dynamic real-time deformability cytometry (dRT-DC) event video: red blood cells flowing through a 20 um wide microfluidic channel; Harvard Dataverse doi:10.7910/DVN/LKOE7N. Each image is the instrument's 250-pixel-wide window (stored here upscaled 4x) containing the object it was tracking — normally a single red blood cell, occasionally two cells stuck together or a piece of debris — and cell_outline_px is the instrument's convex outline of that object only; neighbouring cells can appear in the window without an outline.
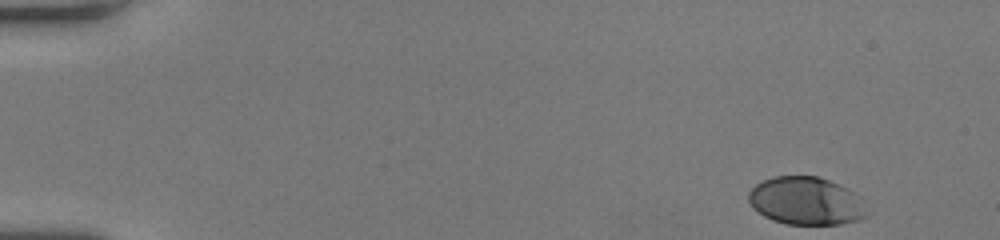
{"species": "human", "species_latin": "Homo sapiens", "temperature_condition": "room temperature", "stored_images_in_passage": 49, "camera_frame_rate_fps": 3000, "um_per_image_px": 0.085, "donor": {"sex": "female"}, "frame": {"image": 1, "passage_image": 1, "time_ms": 0.0, "image_size_px": [1000, 240], "cell_outline_px": [[872, 212], [868, 216], [860, 220], [840, 224], [784, 224], [772, 220], [764, 216], [752, 208], [748, 200], [748, 192], [756, 184], [772, 176], [816, 176], [828, 180], [848, 188], [860, 196]], "centroid_in_image_um": [68.57, 17.09], "position_along_channel_um": 16.4, "area_um2": 33.64}}
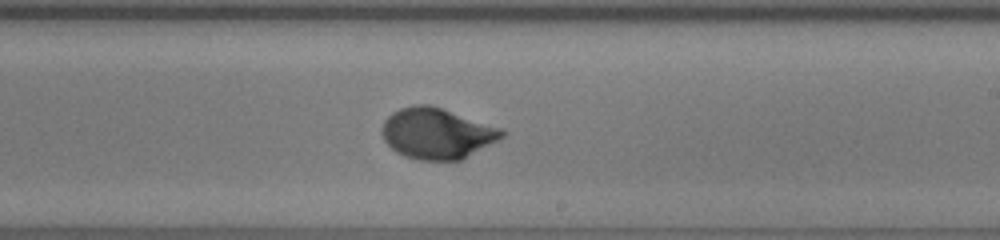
{"frame": {"image": 2, "passage_image": 29, "time_ms": 9.333, "image_size_px": [1000, 240], "cell_outline_px": [[508, 132], [504, 136], [460, 160], [416, 160], [404, 156], [396, 152], [384, 140], [380, 132], [384, 120], [392, 112], [400, 108], [416, 104], [428, 104], [504, 128]], "centroid_in_image_um": [37.12, 11.33], "position_along_channel_um": 251.9, "area_um2": 35.55}}
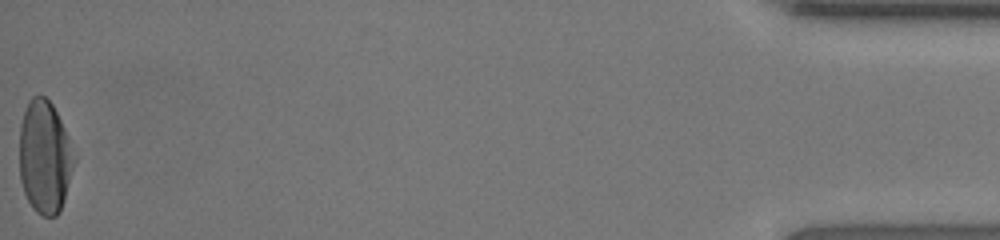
{"frame": {"image": 3, "passage_image": 49, "time_ms": 16.0, "image_size_px": [1000, 240], "cell_outline_px": [[76, 160], [64, 200], [60, 212], [56, 216], [44, 216], [36, 212], [32, 208], [24, 192], [20, 180], [20, 124], [28, 100], [32, 96], [44, 96], [52, 104], [68, 136], [76, 156]], "centroid_in_image_um": [3.81, 13.36], "position_along_channel_um": 431.4, "area_um2": 36.13}, "authors_computed_cell_mechanics": {"area_um2": 34.68, "velocity_mm_per_s": 4.0683, "shape_relaxation_time_tau1_ms": 3.602, "shape_relaxation_time_tau2_ms": null, "deformation_change_tau1": 0.1937, "deformation_change_tau2": null}}